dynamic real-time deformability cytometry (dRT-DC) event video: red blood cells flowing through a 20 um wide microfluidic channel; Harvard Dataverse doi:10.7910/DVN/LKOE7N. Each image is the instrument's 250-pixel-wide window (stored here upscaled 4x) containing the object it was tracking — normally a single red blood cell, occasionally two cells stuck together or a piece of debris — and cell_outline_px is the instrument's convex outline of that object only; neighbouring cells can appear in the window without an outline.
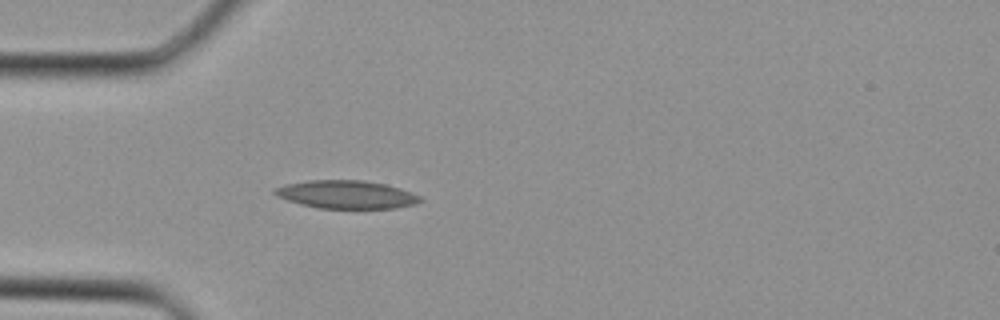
{"species": "Egyptian fruit bat (a non-hibernating species)", "species_latin": "Rousettus aegyptiacus", "temperature_condition": "cold", "stored_images_in_passage": 26, "camera_frame_rate_fps": 3000, "um_per_image_px": 0.085, "animal": {"sex": "female"}, "frame": {"image": 1, "passage_image": 1, "time_ms": 0.0, "image_size_px": [1000, 320], "cell_outline_px": [[424, 200], [416, 204], [396, 208], [320, 208], [300, 204], [276, 196], [272, 192], [276, 188], [284, 184], [308, 180], [364, 180], [384, 184], [400, 188], [420, 196]], "centroid_in_image_um": [29.44, 16.53], "position_along_channel_um": 55.6, "area_um2": 23.81}}
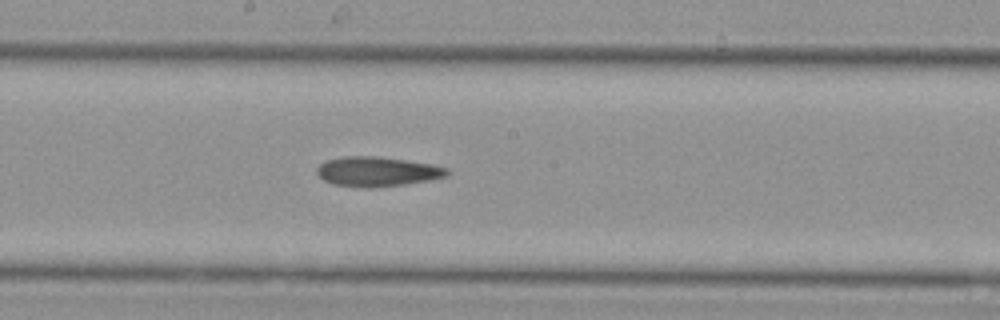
{"frame": {"image": 2, "passage_image": 10, "time_ms": 3.0, "image_size_px": [1000, 320], "cell_outline_px": [[448, 176], [428, 180], [404, 184], [372, 188], [364, 188], [332, 184], [324, 180], [316, 172], [316, 168], [320, 164], [328, 160], [344, 156], [380, 156], [432, 164], [448, 168]], "centroid_in_image_um": [32.05, 14.58], "position_along_channel_um": 216.1, "area_um2": 22.54}}
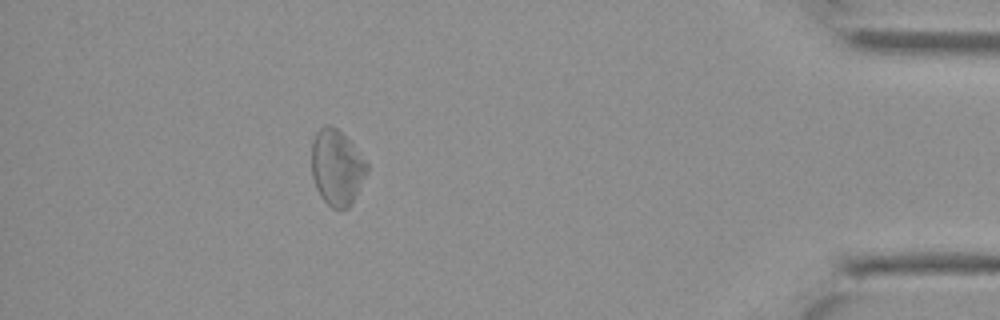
{"frame": {"image": 3, "passage_image": 23, "time_ms": 7.333, "image_size_px": [1000, 320], "cell_outline_px": [[368, 172], [352, 204], [348, 208], [332, 208], [320, 196], [316, 188], [312, 176], [312, 140], [316, 132], [320, 128], [328, 124], [336, 128], [352, 144], [368, 164]], "centroid_in_image_um": [28.63, 14.25], "position_along_channel_um": 406.6, "area_um2": 24.28}}